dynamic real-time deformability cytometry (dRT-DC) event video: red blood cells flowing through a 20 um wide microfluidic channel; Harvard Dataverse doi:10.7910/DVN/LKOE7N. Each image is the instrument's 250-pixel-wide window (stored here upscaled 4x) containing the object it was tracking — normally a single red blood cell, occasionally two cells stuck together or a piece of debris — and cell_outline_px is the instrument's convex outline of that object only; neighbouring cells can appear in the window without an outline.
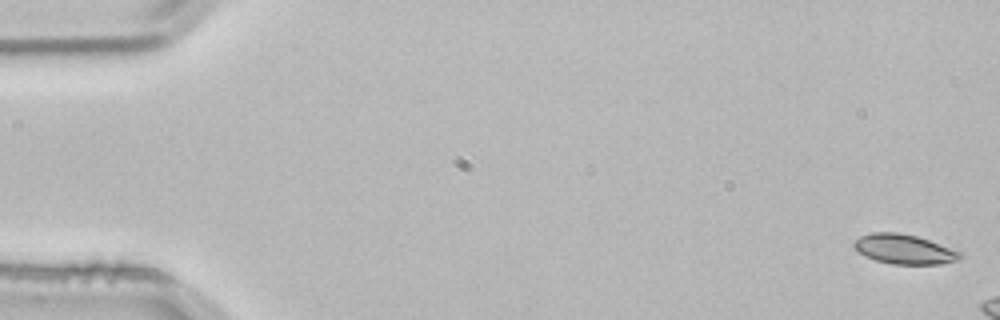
{"species": "common noctule bat (a hibernating species)", "species_latin": "Nyctalus noctula", "temperature_condition": "room temperature", "stored_images_in_passage": 3, "camera_frame_rate_fps": 3000, "um_per_image_px": 0.085, "animal": {"sex": "male", "body_mass_g": 21.5, "forearm_length_mm": 52.0}, "frame": {"image": 1, "passage_image": 1, "time_ms": 0.0, "image_size_px": [1000, 320], "cell_outline_px": [[964, 256], [956, 260], [940, 264], [892, 264], [876, 260], [864, 256], [856, 252], [852, 244], [860, 236], [872, 232], [896, 232], [916, 236], [928, 240], [960, 252]], "centroid_in_image_um": [76.79, 21.18], "position_along_channel_um": 8.2, "area_um2": 18.21}}